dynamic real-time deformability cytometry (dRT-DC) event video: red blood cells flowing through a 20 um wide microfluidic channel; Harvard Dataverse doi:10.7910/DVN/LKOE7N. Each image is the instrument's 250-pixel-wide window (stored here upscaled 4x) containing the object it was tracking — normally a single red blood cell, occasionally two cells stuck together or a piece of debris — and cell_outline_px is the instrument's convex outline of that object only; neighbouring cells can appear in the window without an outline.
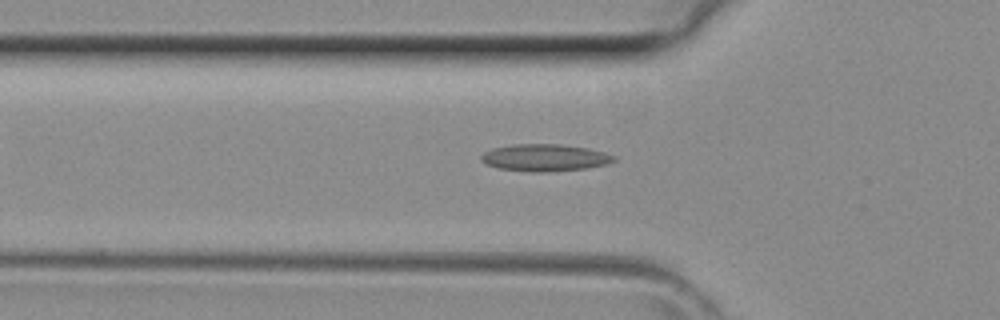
{"species": "common noctule bat (a hibernating species)", "species_latin": "Nyctalus noctula", "temperature_condition": "room temperature", "stored_images_in_passage": 32, "camera_frame_rate_fps": 3000, "um_per_image_px": 0.085, "animal": {"sex": "female", "body_mass_g": 29.2, "forearm_length_mm": 56.3}, "frame": {"image": 1, "passage_image": 9, "time_ms": 2.667, "image_size_px": [1000, 320], "cell_outline_px": [[616, 160], [604, 164], [584, 168], [540, 172], [536, 172], [500, 168], [488, 164], [480, 160], [480, 156], [484, 152], [492, 148], [516, 144], [560, 144], [588, 148], [604, 152], [616, 156]], "centroid_in_image_um": [46.3, 13.38], "position_along_channel_um": 79.5, "area_um2": 20.58}}
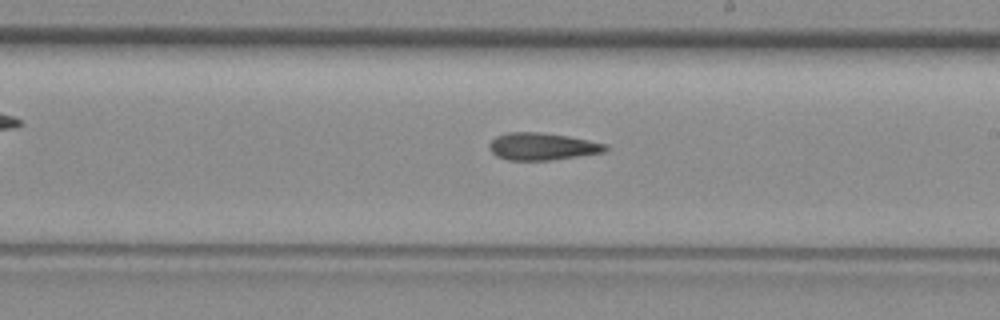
{"frame": {"image": 2, "passage_image": 19, "time_ms": 6.0, "image_size_px": [1000, 320], "cell_outline_px": [[608, 148], [604, 152], [548, 160], [508, 160], [496, 156], [488, 148], [488, 144], [496, 136], [508, 132], [540, 132], [568, 136], [608, 144]], "centroid_in_image_um": [46.06, 12.44], "position_along_channel_um": 242.9, "area_um2": 18.38}}
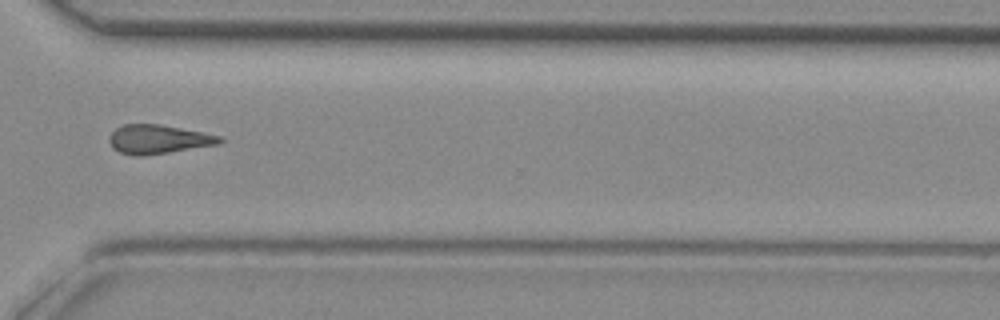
{"frame": {"image": 3, "passage_image": 26, "time_ms": 8.333, "image_size_px": [1000, 320], "cell_outline_px": [[224, 140], [220, 144], [144, 156], [136, 156], [120, 152], [112, 148], [108, 140], [108, 136], [116, 128], [124, 124], [160, 124], [220, 136]], "centroid_in_image_um": [13.42, 11.84], "position_along_channel_um": 357.2, "area_um2": 18.61}}